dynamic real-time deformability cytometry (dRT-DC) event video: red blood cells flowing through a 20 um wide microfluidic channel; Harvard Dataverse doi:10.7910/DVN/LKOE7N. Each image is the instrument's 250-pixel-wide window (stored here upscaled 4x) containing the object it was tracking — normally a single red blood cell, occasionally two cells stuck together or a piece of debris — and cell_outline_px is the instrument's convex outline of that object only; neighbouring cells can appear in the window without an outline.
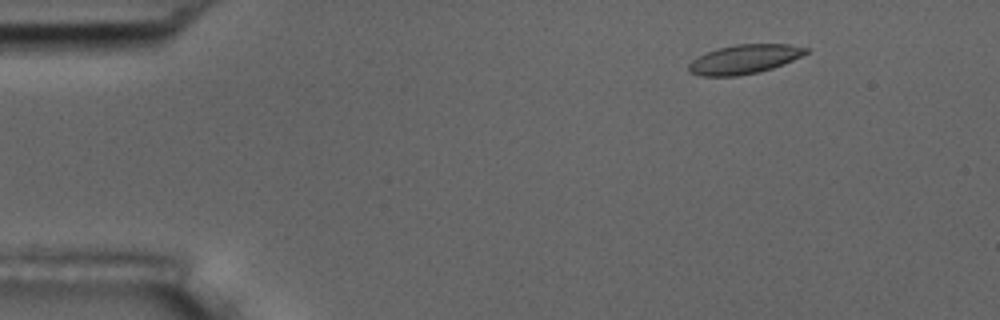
{"species": "common noctule bat (a hibernating species)", "species_latin": "Nyctalus noctula", "temperature_condition": "room temperature", "stored_images_in_passage": 8, "camera_frame_rate_fps": 3000, "um_per_image_px": 0.085, "animal": {"sex": "male", "body_mass_g": 17.5, "forearm_length_mm": 52.3}, "frame": {"image": 1, "passage_image": 2, "time_ms": 1.333, "image_size_px": [1000, 320], "cell_outline_px": [[808, 52], [784, 64], [760, 72], [736, 76], [700, 76], [688, 72], [688, 64], [696, 56], [720, 48], [736, 44], [788, 44], [808, 48]], "centroid_in_image_um": [63.23, 5.04], "position_along_channel_um": 21.8, "area_um2": 19.88}}
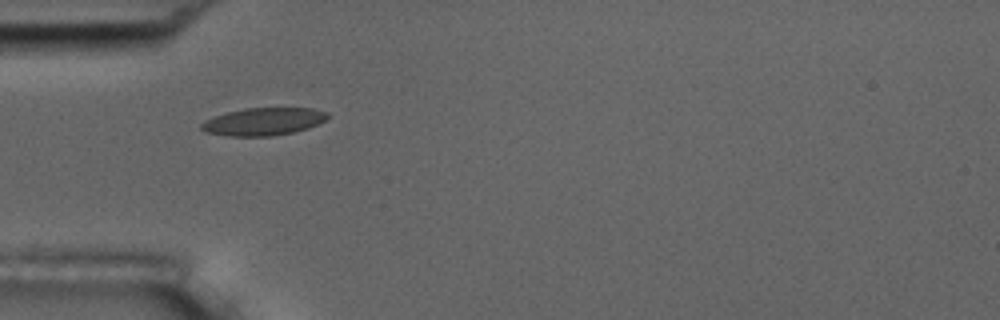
{"frame": {"image": 2, "passage_image": 5, "time_ms": 4.667, "image_size_px": [1000, 320], "cell_outline_px": [[328, 116], [324, 120], [308, 128], [292, 132], [272, 136], [228, 136], [208, 132], [200, 128], [200, 124], [204, 120], [228, 112], [244, 108], [312, 108], [328, 112]], "centroid_in_image_um": [22.38, 10.33], "position_along_channel_um": 62.6, "area_um2": 20.11}}
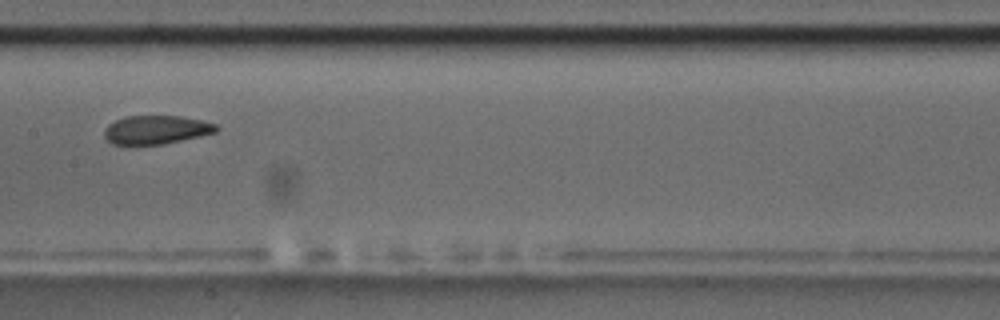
{"frame": {"image": 3, "passage_image": 8, "time_ms": 8.333, "image_size_px": [1000, 320], "cell_outline_px": [[220, 128], [216, 132], [200, 136], [164, 144], [112, 144], [104, 136], [104, 128], [108, 124], [124, 116], [180, 116], [200, 120], [216, 124]], "centroid_in_image_um": [13.27, 11.02], "position_along_channel_um": 194.1, "area_um2": 18.61}}